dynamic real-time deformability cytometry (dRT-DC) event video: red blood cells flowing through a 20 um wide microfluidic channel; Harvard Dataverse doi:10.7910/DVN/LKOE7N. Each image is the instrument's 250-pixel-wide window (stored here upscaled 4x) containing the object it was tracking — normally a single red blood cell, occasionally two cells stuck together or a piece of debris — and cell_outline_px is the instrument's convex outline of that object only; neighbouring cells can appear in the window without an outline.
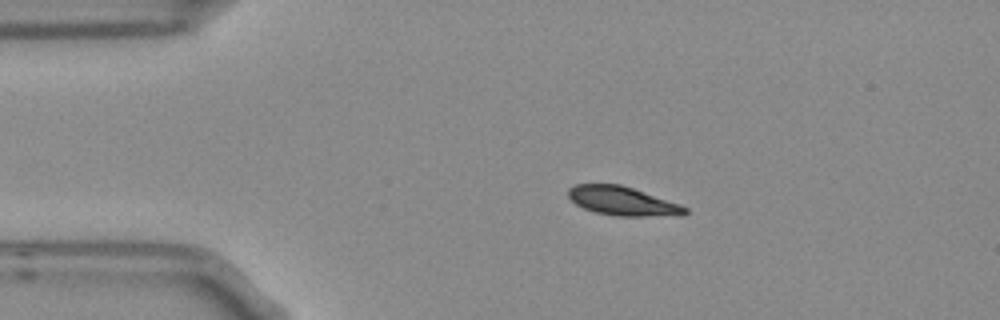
{"species": "Egyptian fruit bat (a non-hibernating species)", "species_latin": "Rousettus aegyptiacus", "temperature_condition": "room temperature", "stored_images_in_passage": 5, "camera_frame_rate_fps": 3000, "um_per_image_px": 0.085, "frame": {"image": 1, "passage_image": 2, "time_ms": 0.333, "image_size_px": [1000, 320], "cell_outline_px": [[688, 212], [684, 216], [616, 216], [596, 212], [584, 208], [576, 204], [568, 196], [568, 188], [576, 184], [620, 184], [680, 204], [688, 208]], "centroid_in_image_um": [52.95, 17.1], "position_along_channel_um": 32.0, "area_um2": 19.65}}
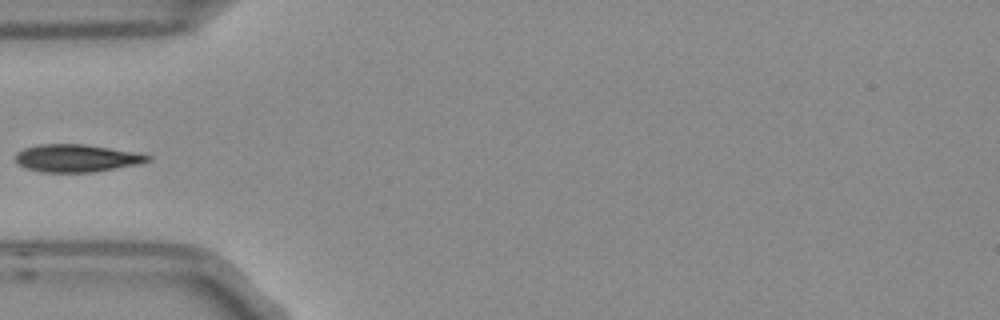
{"frame": {"image": 2, "passage_image": 4, "time_ms": 1.0, "image_size_px": [1000, 320], "cell_outline_px": [[152, 160], [136, 164], [96, 172], [40, 172], [24, 168], [16, 160], [16, 152], [24, 148], [40, 144], [84, 144], [132, 152], [152, 156]], "centroid_in_image_um": [6.47, 13.45], "position_along_channel_um": 78.5, "area_um2": 21.1}}
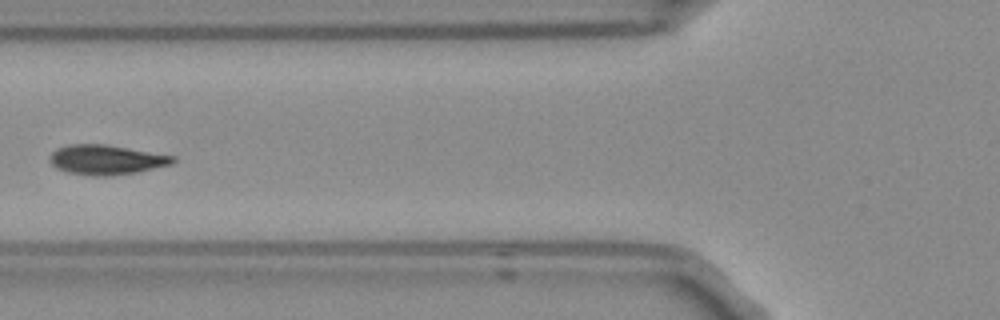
{"frame": {"image": 3, "passage_image": 5, "time_ms": 1.333, "image_size_px": [1000, 320], "cell_outline_px": [[176, 160], [172, 164], [136, 172], [108, 176], [92, 176], [68, 172], [56, 168], [52, 164], [52, 152], [56, 148], [68, 144], [104, 144], [176, 156]], "centroid_in_image_um": [9.05, 13.57], "position_along_channel_um": 116.8, "area_um2": 21.15}}